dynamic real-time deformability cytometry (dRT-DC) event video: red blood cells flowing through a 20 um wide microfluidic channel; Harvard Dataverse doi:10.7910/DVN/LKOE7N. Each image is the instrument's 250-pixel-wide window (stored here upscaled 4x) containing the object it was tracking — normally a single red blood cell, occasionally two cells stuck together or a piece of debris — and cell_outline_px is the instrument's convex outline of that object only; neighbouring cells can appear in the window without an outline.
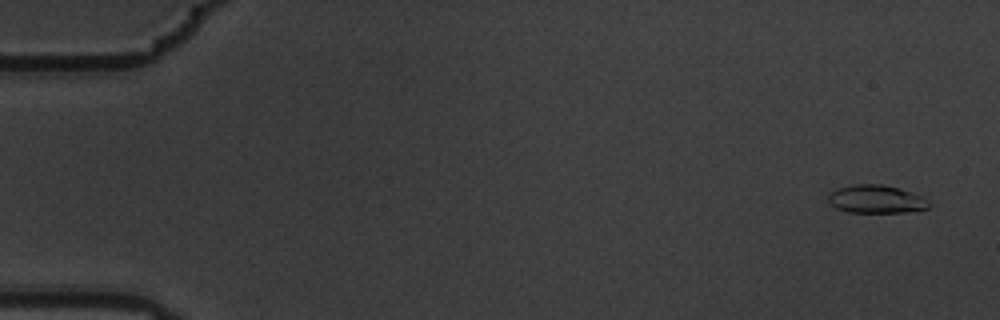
{"species": "common noctule bat (a hibernating species)", "species_latin": "Nyctalus noctula", "temperature_condition": "warm", "stored_images_in_passage": 5, "camera_frame_rate_fps": 3000, "um_per_image_px": 0.085, "animal": {"sex": "male", "body_mass_g": 19.5, "forearm_length_mm": 54.6}, "frame": {"image": 1, "passage_image": 1, "time_ms": 0.0, "image_size_px": [1000, 320], "cell_outline_px": [[928, 208], [904, 212], [848, 212], [836, 208], [828, 200], [828, 196], [832, 192], [840, 188], [852, 184], [880, 184], [896, 188], [920, 196], [928, 200]], "centroid_in_image_um": [74.44, 16.93], "position_along_channel_um": 10.6, "area_um2": 16.01}}
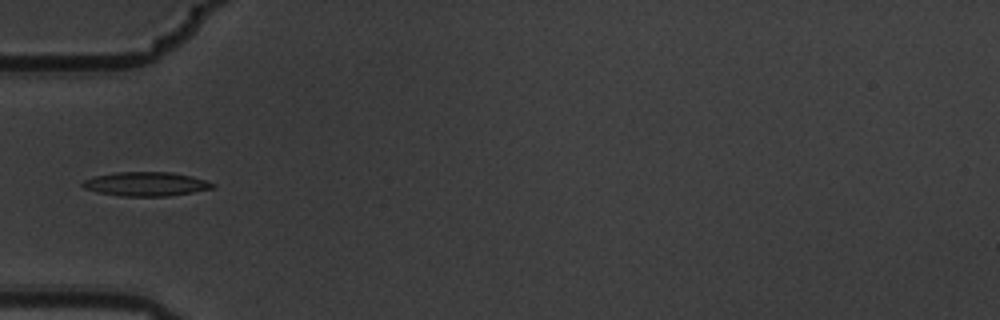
{"frame": {"image": 2, "passage_image": 5, "time_ms": 1.333, "image_size_px": [1000, 320], "cell_outline_px": [[216, 188], [168, 196], [120, 196], [96, 192], [84, 188], [80, 184], [84, 180], [92, 176], [116, 172], [172, 172], [192, 176], [216, 184]], "centroid_in_image_um": [12.39, 15.64], "position_along_channel_um": 72.6, "area_um2": 18.38}}